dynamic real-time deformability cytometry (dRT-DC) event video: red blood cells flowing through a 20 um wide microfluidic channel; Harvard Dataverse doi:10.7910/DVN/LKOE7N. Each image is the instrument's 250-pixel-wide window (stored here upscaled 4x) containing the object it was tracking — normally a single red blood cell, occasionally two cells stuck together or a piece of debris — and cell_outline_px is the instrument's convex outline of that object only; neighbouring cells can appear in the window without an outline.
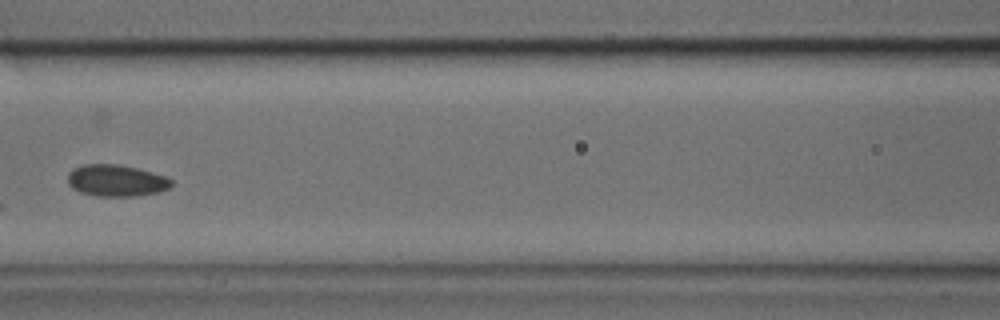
{"species": "common noctule bat (a hibernating species)", "species_latin": "Nyctalus noctula", "temperature_condition": "cold", "stored_images_in_passage": 40, "camera_frame_rate_fps": 3000, "um_per_image_px": 0.085, "animal": {"sex": "male", "body_mass_g": 17.9, "forearm_length_mm": 54.2}, "frame": {"image": 1, "passage_image": 17, "time_ms": 5.333, "image_size_px": [1000, 320], "cell_outline_px": [[172, 184], [168, 188], [160, 192], [136, 196], [96, 196], [80, 192], [72, 188], [68, 184], [68, 172], [72, 168], [84, 164], [116, 164], [136, 168], [168, 176], [172, 180]], "centroid_in_image_um": [9.87, 15.35], "position_along_channel_um": 156.7, "area_um2": 19.31}}
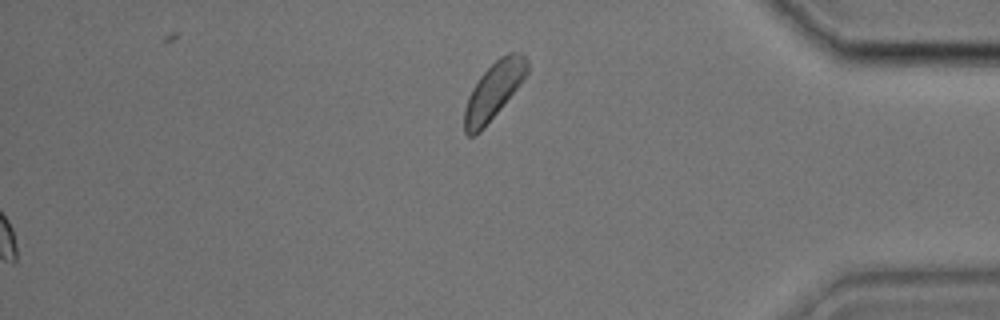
{"frame": {"image": 2, "passage_image": 40, "time_ms": 13.0, "image_size_px": [1000, 320], "cell_outline_px": [[528, 72], [520, 84], [484, 128], [480, 132], [472, 136], [468, 136], [464, 132], [464, 108], [468, 96], [472, 88], [480, 76], [500, 56], [508, 52], [524, 52], [528, 60]], "centroid_in_image_um": [41.96, 7.69], "position_along_channel_um": 393.2, "area_um2": 20.75}}